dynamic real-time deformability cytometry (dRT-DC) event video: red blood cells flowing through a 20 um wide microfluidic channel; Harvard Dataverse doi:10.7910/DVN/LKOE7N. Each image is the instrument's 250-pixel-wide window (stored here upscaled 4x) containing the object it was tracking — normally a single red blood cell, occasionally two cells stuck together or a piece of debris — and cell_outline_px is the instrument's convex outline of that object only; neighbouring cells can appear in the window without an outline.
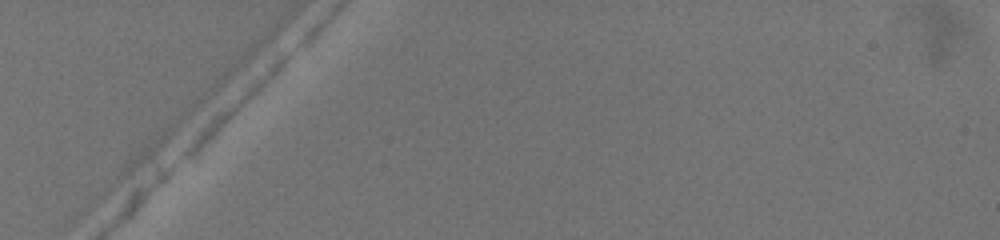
{"species": "common noctule bat (a hibernating species)", "species_latin": "Nyctalus noctula", "temperature_condition": "warm", "stored_images_in_passage": 2, "camera_frame_rate_fps": 3000, "um_per_image_px": 0.085, "animal": {"sex": "female", "body_mass_g": 19.5, "forearm_length_mm": 54.1}, "frame": {"image": 1, "passage_image": 1, "time_ms": 0.0, "image_size_px": [1000, 240], "cell_outline_px": [[296, 48], [288, 60], [260, 88], [192, 152], [184, 156], [180, 156], [196, 132], [216, 112], [284, 52], [292, 48]], "centroid_in_image_um": [20.06, 8.73], "position_along_channel_um": 64.9, "area_um2": 11.62}}